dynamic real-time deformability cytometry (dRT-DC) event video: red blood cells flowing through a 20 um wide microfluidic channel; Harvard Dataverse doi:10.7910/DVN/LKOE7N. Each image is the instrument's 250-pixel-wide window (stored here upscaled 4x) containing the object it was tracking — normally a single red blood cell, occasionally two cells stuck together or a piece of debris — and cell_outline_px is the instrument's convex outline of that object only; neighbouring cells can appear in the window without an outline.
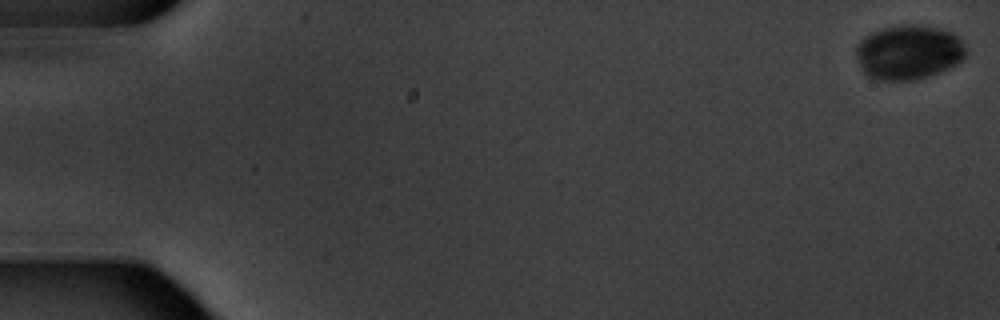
{"species": "common noctule bat (a hibernating species)", "species_latin": "Nyctalus noctula", "temperature_condition": "warm", "stored_images_in_passage": 6, "camera_frame_rate_fps": 3000, "um_per_image_px": 0.085, "animal": {"sex": "male", "body_mass_g": 20.1, "forearm_length_mm": 53.5}, "frame": {"image": 1, "passage_image": 1, "time_ms": 0.0, "image_size_px": [1000, 320], "cell_outline_px": [[968, 52], [956, 64], [948, 68], [924, 76], [908, 80], [876, 80], [868, 76], [864, 72], [860, 64], [856, 52], [856, 44], [864, 36], [872, 32], [884, 28], [936, 28], [952, 32], [960, 40]], "centroid_in_image_um": [77.2, 4.48], "position_along_channel_um": 7.8, "area_um2": 33.52}}